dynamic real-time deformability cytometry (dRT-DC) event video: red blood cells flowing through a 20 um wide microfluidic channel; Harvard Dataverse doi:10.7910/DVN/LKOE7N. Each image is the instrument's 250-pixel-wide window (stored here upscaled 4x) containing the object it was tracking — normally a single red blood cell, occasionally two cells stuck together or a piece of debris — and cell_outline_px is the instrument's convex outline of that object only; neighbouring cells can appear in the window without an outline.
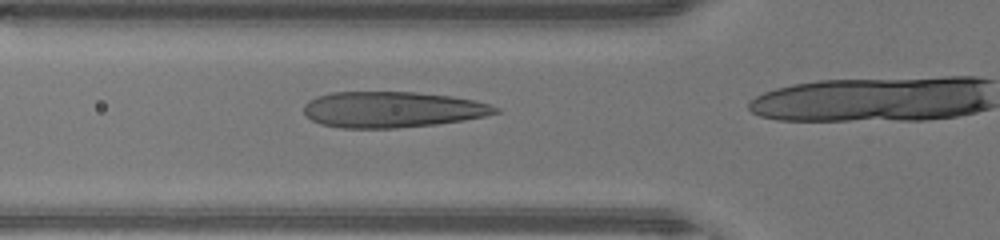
{"species": "human", "species_latin": "Homo sapiens", "temperature_condition": "warm", "stored_images_in_passage": 15, "camera_frame_rate_fps": 3000, "um_per_image_px": 0.085, "donor": {"sex": "male"}, "frame": {"image": 1, "passage_image": 12, "time_ms": 3.667, "image_size_px": [1000, 240], "cell_outline_px": [[500, 112], [484, 116], [464, 120], [436, 124], [396, 128], [340, 128], [320, 124], [304, 116], [304, 104], [308, 100], [316, 96], [332, 92], [416, 92], [452, 96], [476, 100], [500, 108]], "centroid_in_image_um": [33.31, 9.31], "position_along_channel_um": 92.5, "area_um2": 40.4}}
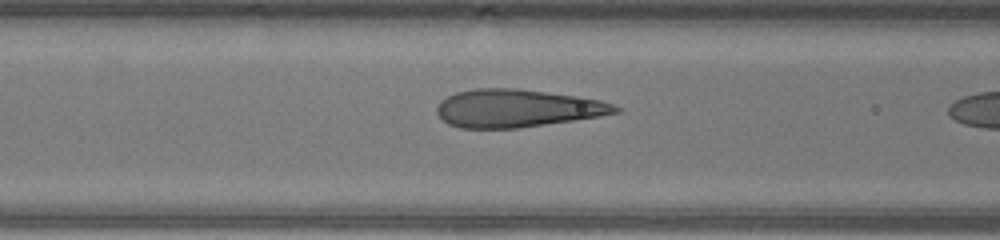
{"frame": {"image": 2, "passage_image": 14, "time_ms": 4.333, "image_size_px": [1000, 240], "cell_outline_px": [[624, 108], [620, 112], [600, 116], [516, 128], [460, 128], [448, 124], [436, 112], [436, 108], [440, 100], [456, 92], [476, 88], [516, 88], [580, 96], [600, 100]], "centroid_in_image_um": [43.96, 9.19], "position_along_channel_um": 122.6, "area_um2": 39.36}}